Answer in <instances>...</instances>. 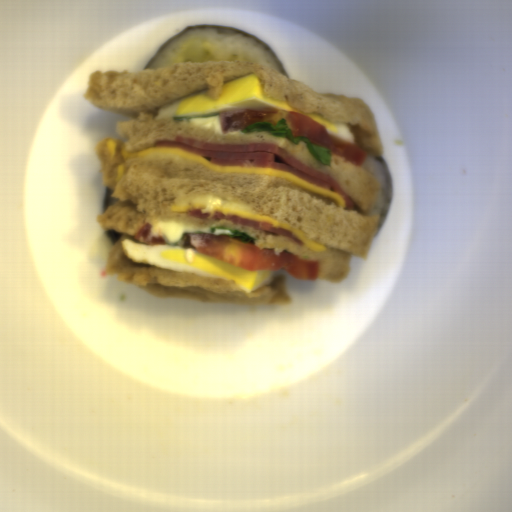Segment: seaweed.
<instances>
[{"mask_svg": "<svg viewBox=\"0 0 512 512\" xmlns=\"http://www.w3.org/2000/svg\"><path fill=\"white\" fill-rule=\"evenodd\" d=\"M202 29H231L233 31H236L238 33H241L243 35H246L248 37H251L253 38L256 42H258L263 48H265L269 53L270 55L273 57V59L276 61V63L278 64L279 66V70L280 72H282L285 76H287L289 79L290 76L289 74L287 73L286 69L284 68L283 64L281 63V61L278 59V57L275 55V53L273 52V50L270 48V46L268 44H266L265 42H263L262 40H260L258 37H256L255 35H253L252 33H249L247 31H244V30H241L239 28H236L234 26H231V25H193V26H188L186 27L185 29L179 31L178 33L174 34L168 41H166L159 49L158 51L154 54V56L151 58V60L147 63V65L145 66V70H148L149 67L152 65V63L178 38L180 37L181 35H183L184 33L186 32H191V31H196V30H202Z\"/></svg>", "mask_w": 512, "mask_h": 512, "instance_id": "1faa68ee", "label": "seaweed"}, {"mask_svg": "<svg viewBox=\"0 0 512 512\" xmlns=\"http://www.w3.org/2000/svg\"><path fill=\"white\" fill-rule=\"evenodd\" d=\"M386 166V170H387V173H388V176H389V180H390V200H389V205H388V210H387V214L383 220V222L379 225V228H378V231L382 229L383 225L385 224L386 220H387V217H388V214L390 212V209H391V204H392V198H393V192H394V186H393V178H392V174L387 166V164L385 163V161L382 159L381 156H377Z\"/></svg>", "mask_w": 512, "mask_h": 512, "instance_id": "45ffbabd", "label": "seaweed"}, {"mask_svg": "<svg viewBox=\"0 0 512 512\" xmlns=\"http://www.w3.org/2000/svg\"><path fill=\"white\" fill-rule=\"evenodd\" d=\"M114 191L115 190H110L109 188L106 187V193L103 201L104 212L108 209L109 206H113L114 204L120 201L118 199L110 197V195H113Z\"/></svg>", "mask_w": 512, "mask_h": 512, "instance_id": "7513b1e5", "label": "seaweed"}, {"mask_svg": "<svg viewBox=\"0 0 512 512\" xmlns=\"http://www.w3.org/2000/svg\"><path fill=\"white\" fill-rule=\"evenodd\" d=\"M106 233H107L108 239L111 241L112 244L119 241L120 237H123V234L118 233L117 231L114 230V228L110 229V230H106Z\"/></svg>", "mask_w": 512, "mask_h": 512, "instance_id": "ac131d1f", "label": "seaweed"}]
</instances>
